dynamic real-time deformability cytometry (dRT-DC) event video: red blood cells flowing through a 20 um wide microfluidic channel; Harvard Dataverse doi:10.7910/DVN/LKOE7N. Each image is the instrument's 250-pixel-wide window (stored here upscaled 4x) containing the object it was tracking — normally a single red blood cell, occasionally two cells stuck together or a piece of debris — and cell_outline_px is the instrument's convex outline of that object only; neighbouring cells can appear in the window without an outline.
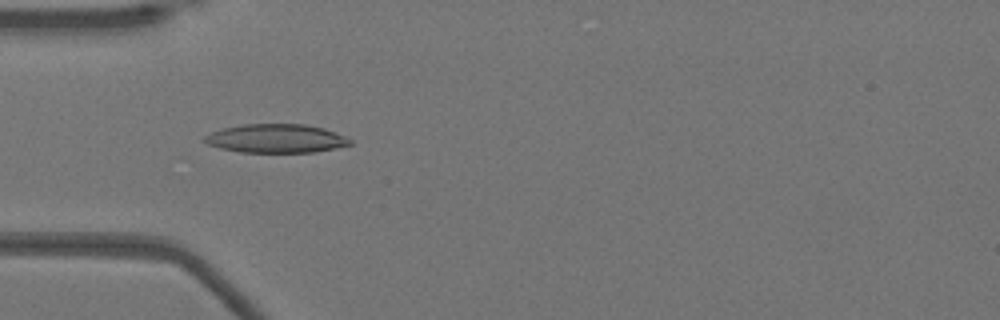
{"species": "Egyptian fruit bat (a non-hibernating species)", "species_latin": "Rousettus aegyptiacus", "temperature_condition": "warm", "stored_images_in_passage": 51, "camera_frame_rate_fps": 3000, "um_per_image_px": 0.085, "animal": {"sex": "female"}, "frame": {"image": 1, "passage_image": 15, "time_ms": 4.667, "image_size_px": [1000, 320], "cell_outline_px": [[352, 144], [316, 152], [240, 152], [220, 148], [208, 144], [204, 140], [204, 136], [220, 128], [244, 124], [304, 124], [324, 128], [344, 136], [352, 140]], "centroid_in_image_um": [23.45, 11.77], "position_along_channel_um": 61.5, "area_um2": 24.28}}
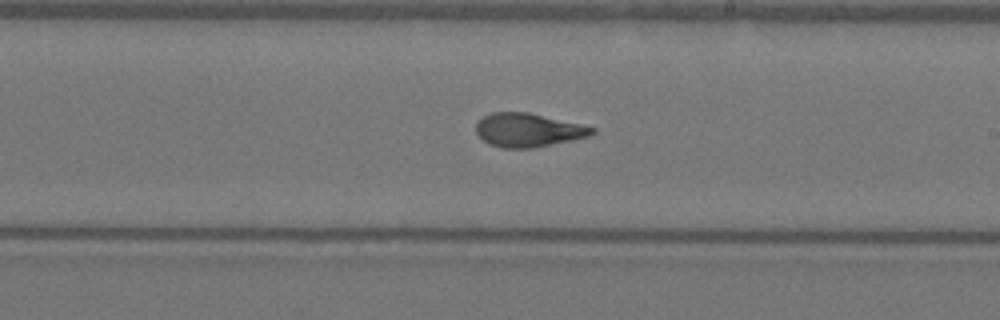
{"frame": {"image": 2, "passage_image": 29, "time_ms": 9.333, "image_size_px": [1000, 320], "cell_outline_px": [[596, 132], [588, 136], [532, 148], [504, 148], [488, 144], [476, 132], [476, 124], [484, 116], [492, 112], [528, 112], [580, 124], [596, 128]], "centroid_in_image_um": [44.87, 11.05], "position_along_channel_um": 244.1, "area_um2": 22.43}}
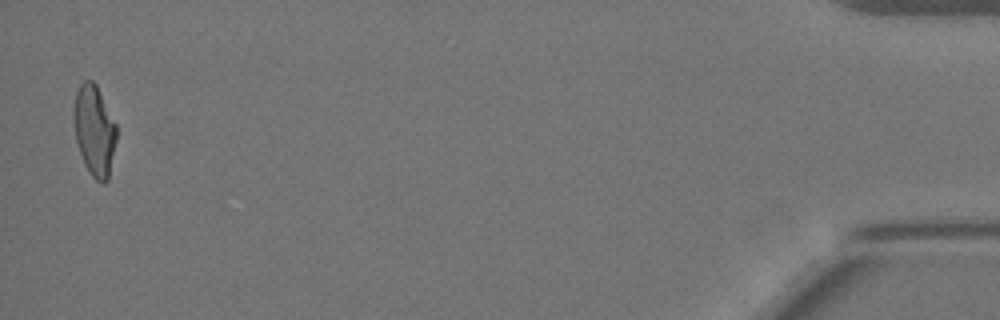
{"frame": {"image": 3, "passage_image": 50, "time_ms": 16.333, "image_size_px": [1000, 320], "cell_outline_px": [[116, 140], [108, 180], [104, 184], [96, 180], [92, 176], [84, 164], [76, 140], [72, 112], [76, 92], [80, 84], [84, 80], [92, 80], [96, 84], [116, 124]], "centroid_in_image_um": [8.01, 11.08], "position_along_channel_um": 427.2, "area_um2": 22.54}, "authors_computed_cell_mechanics": {"area_um2": 23.0044, "velocity_mm_per_s": 3.9316, "shape_relaxation_time_tau1_ms": 9.4228, "shape_relaxation_time_tau2_ms": 1.5369, "deformation_change_tau1": 0.2838, "deformation_change_tau2": 0.0947}}